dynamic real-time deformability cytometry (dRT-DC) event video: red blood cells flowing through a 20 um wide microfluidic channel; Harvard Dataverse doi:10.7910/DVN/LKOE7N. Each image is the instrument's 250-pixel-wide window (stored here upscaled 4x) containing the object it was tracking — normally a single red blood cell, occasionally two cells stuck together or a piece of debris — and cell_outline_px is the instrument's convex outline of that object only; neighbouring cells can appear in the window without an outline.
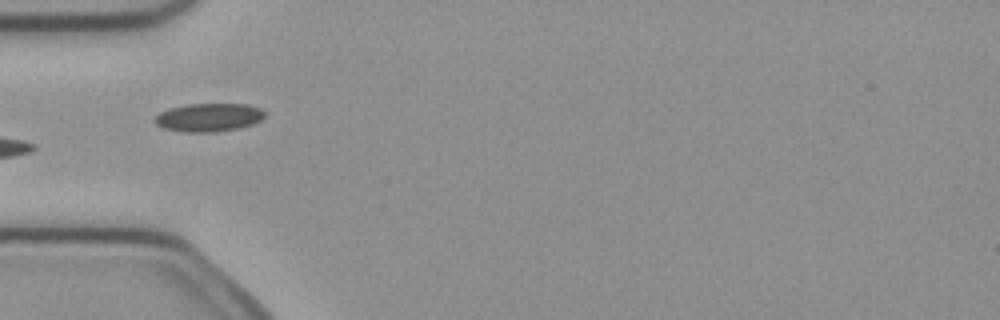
{"species": "common noctule bat (a hibernating species)", "species_latin": "Nyctalus noctula", "temperature_condition": "cold", "stored_images_in_passage": 6, "camera_frame_rate_fps": 3000, "um_per_image_px": 0.085, "animal": {"sex": "female", "body_mass_g": 21.9}, "frame": {"image": 1, "passage_image": 6, "time_ms": 1.667, "image_size_px": [1000, 320], "cell_outline_px": [[264, 116], [260, 120], [252, 124], [236, 128], [216, 132], [184, 132], [164, 128], [156, 124], [156, 116], [160, 112], [168, 108], [188, 104], [248, 104], [260, 108], [264, 112]], "centroid_in_image_um": [17.73, 9.97], "position_along_channel_um": 67.3, "area_um2": 17.98}}